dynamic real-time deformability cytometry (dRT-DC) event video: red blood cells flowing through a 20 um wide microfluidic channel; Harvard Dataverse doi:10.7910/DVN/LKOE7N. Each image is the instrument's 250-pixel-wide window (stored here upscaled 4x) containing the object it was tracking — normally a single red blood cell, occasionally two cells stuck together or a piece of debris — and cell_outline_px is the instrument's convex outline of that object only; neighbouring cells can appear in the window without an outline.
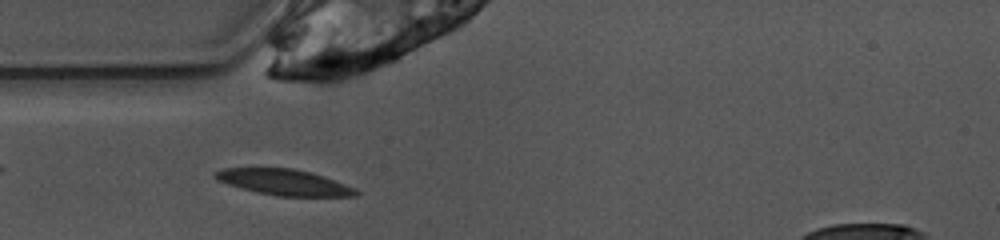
{"species": "common noctule bat (a hibernating species)", "species_latin": "Nyctalus noctula", "temperature_condition": "warm", "stored_images_in_passage": 35, "camera_frame_rate_fps": 3000, "um_per_image_px": 0.085, "animal": {"sex": "female", "body_mass_g": 10.0, "forearm_length_mm": 53.1}, "frame": {"image": 1, "passage_image": 2, "time_ms": 0.333, "image_size_px": [1000, 240], "cell_outline_px": [[360, 196], [280, 196], [256, 192], [228, 184], [216, 180], [212, 176], [212, 172], [224, 168], [292, 168], [312, 172], [324, 176], [356, 188], [360, 192]], "centroid_in_image_um": [24.15, 15.48], "position_along_channel_um": 60.9, "area_um2": 21.39}}
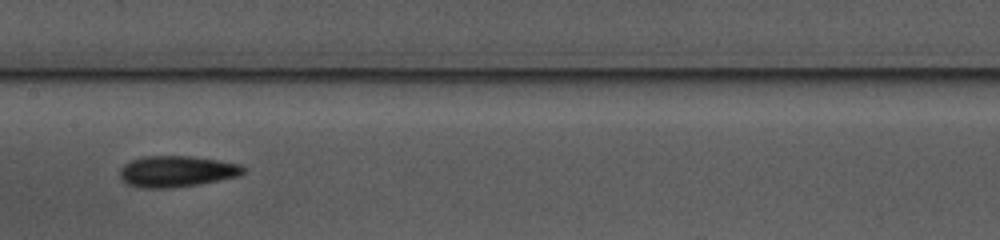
{"frame": {"image": 2, "passage_image": 12, "time_ms": 3.667, "image_size_px": [1000, 240], "cell_outline_px": [[248, 172], [240, 176], [196, 184], [168, 188], [144, 188], [128, 184], [120, 176], [120, 168], [124, 164], [132, 160], [144, 156], [192, 156], [240, 164]], "centroid_in_image_um": [15.04, 14.56], "position_along_channel_um": 192.4, "area_um2": 22.25}}
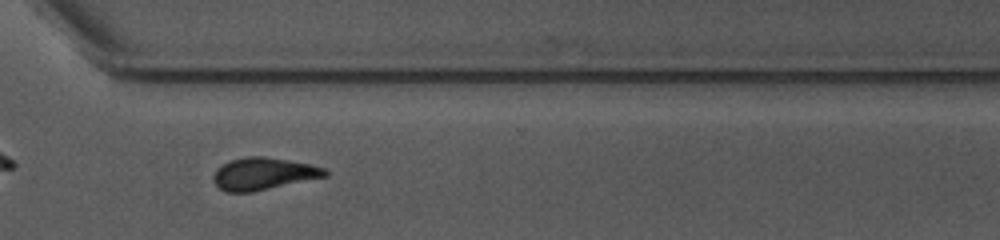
{"frame": {"image": 3, "passage_image": 24, "time_ms": 7.667, "image_size_px": [1000, 240], "cell_outline_px": [[328, 176], [252, 192], [228, 192], [220, 188], [216, 184], [212, 176], [216, 168], [232, 160], [244, 156], [264, 156], [312, 164], [324, 168], [328, 172]], "centroid_in_image_um": [22.4, 14.76], "position_along_channel_um": 348.2, "area_um2": 20.92}, "authors_computed_cell_mechanics": {"area_um2": 21.2126, "velocity_mm_per_s": 3.908, "shape_relaxation_time_tau1_ms": 5.2311, "shape_relaxation_time_tau2_ms": 3.5125, "deformation_change_tau1": 0.1403, "deformation_change_tau2": 0.1064}}